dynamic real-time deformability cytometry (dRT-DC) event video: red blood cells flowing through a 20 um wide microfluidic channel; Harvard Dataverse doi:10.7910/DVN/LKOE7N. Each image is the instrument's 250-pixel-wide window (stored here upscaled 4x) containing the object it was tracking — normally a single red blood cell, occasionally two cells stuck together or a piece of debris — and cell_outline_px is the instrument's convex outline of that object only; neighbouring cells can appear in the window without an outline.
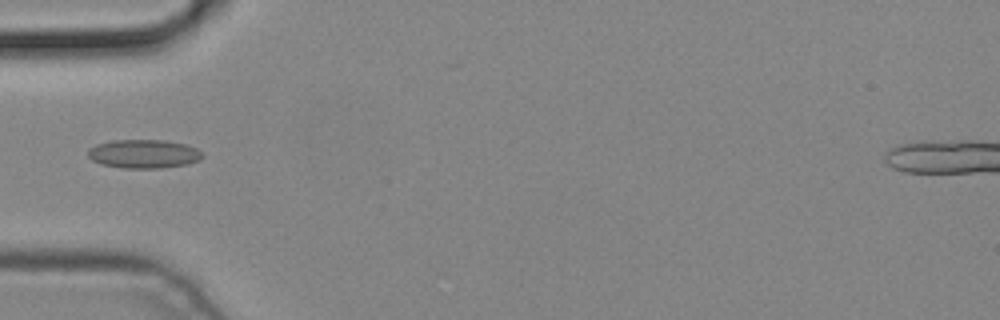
{"species": "common noctule bat (a hibernating species)", "species_latin": "Nyctalus noctula", "temperature_condition": "cold", "stored_images_in_passage": 5, "camera_frame_rate_fps": 3000, "um_per_image_px": 0.085, "animal": {"sex": "male", "body_mass_g": 19.2, "forearm_length_mm": 51.8}, "frame": {"image": 1, "passage_image": 4, "time_ms": 1.0, "image_size_px": [1000, 320], "cell_outline_px": [[204, 156], [200, 160], [188, 164], [160, 168], [124, 168], [100, 164], [92, 160], [88, 156], [88, 148], [96, 144], [112, 140], [164, 140], [184, 144], [196, 148]], "centroid_in_image_um": [12.19, 13.08], "position_along_channel_um": 72.8, "area_um2": 19.19}}
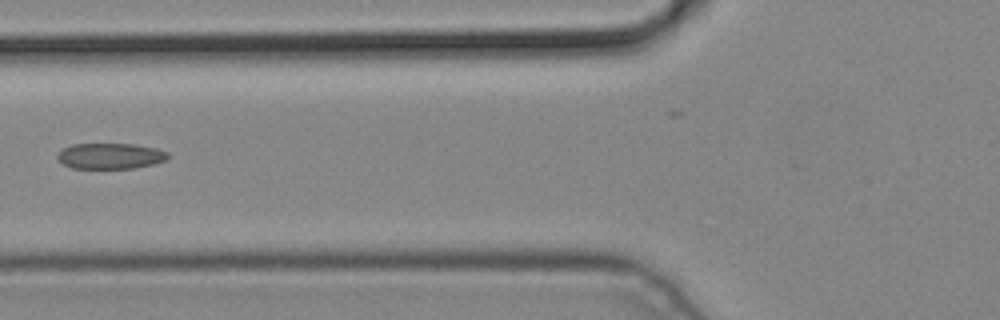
{"frame": {"image": 2, "passage_image": 5, "time_ms": 1.333, "image_size_px": [1000, 320], "cell_outline_px": [[168, 156], [164, 160], [152, 164], [132, 168], [72, 168], [64, 164], [56, 156], [64, 148], [72, 144], [136, 144], [156, 148], [168, 152]], "centroid_in_image_um": [9.38, 13.25], "position_along_channel_um": 116.4, "area_um2": 16.36}}